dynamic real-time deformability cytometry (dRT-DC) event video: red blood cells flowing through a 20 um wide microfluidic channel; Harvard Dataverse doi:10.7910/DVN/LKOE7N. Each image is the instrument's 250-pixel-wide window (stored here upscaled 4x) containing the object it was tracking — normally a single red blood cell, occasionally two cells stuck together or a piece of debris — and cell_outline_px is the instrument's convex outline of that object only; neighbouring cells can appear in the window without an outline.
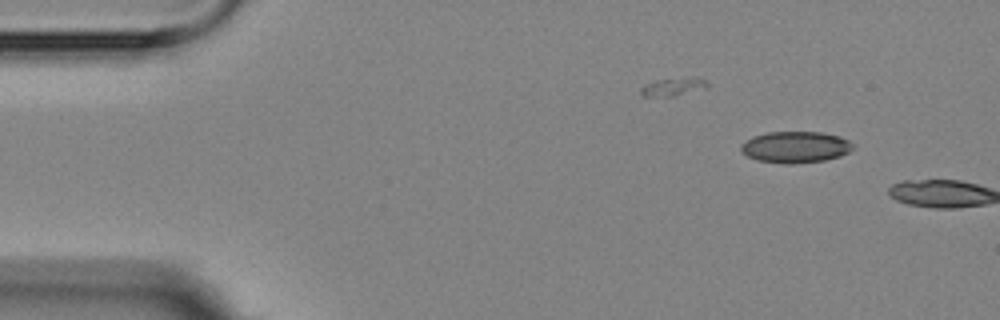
{"species": "Egyptian fruit bat (a non-hibernating species)", "species_latin": "Rousettus aegyptiacus", "temperature_condition": "room temperature", "stored_images_in_passage": 6, "camera_frame_rate_fps": 3000, "um_per_image_px": 0.085, "animal": {"sex": "female"}, "frame": {"image": 1, "passage_image": 1, "time_ms": 0.0, "image_size_px": [1000, 320], "cell_outline_px": [[852, 148], [848, 152], [840, 156], [824, 160], [792, 164], [784, 164], [756, 160], [740, 152], [740, 144], [752, 136], [768, 132], [824, 132], [840, 136], [848, 140], [852, 144]], "centroid_in_image_um": [67.57, 12.5], "position_along_channel_um": 17.4, "area_um2": 20.63}}